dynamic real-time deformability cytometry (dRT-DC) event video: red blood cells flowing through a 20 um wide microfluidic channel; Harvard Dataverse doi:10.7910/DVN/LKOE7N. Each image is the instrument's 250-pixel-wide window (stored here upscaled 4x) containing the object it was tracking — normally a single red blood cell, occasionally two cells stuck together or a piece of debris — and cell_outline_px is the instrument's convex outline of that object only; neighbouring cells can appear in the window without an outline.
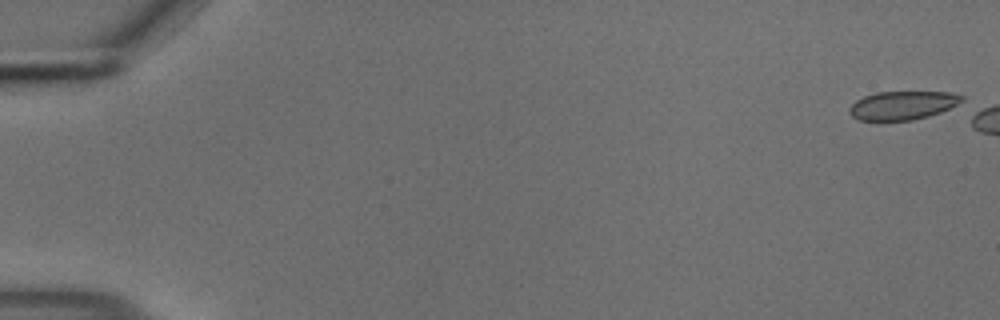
{"species": "common noctule bat (a hibernating species)", "species_latin": "Nyctalus noctula", "temperature_condition": "cold", "stored_images_in_passage": 48, "camera_frame_rate_fps": 3000, "um_per_image_px": 0.085, "animal": {"sex": "male", "body_mass_g": 18.8}, "frame": {"image": 1, "passage_image": 1, "time_ms": 0.0, "image_size_px": [1000, 320], "cell_outline_px": [[964, 104], [928, 116], [912, 120], [860, 120], [852, 116], [848, 112], [848, 108], [856, 100], [864, 96], [876, 92], [948, 92], [964, 96]], "centroid_in_image_um": [76.77, 8.95], "position_along_channel_um": 8.2, "area_um2": 18.9}}
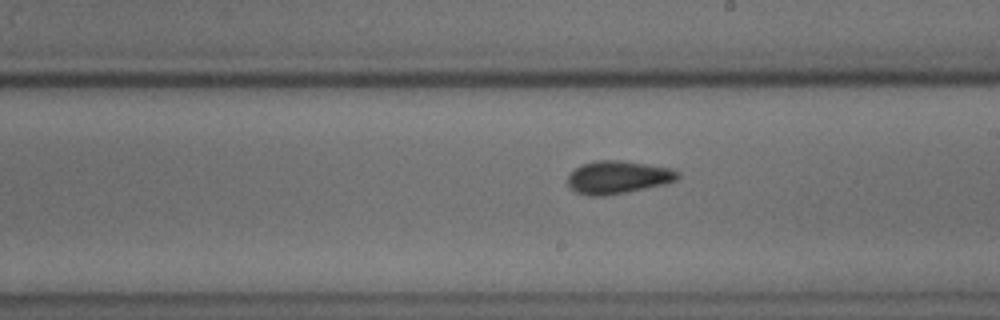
{"frame": {"image": 2, "passage_image": 32, "time_ms": 10.333, "image_size_px": [1000, 320], "cell_outline_px": [[680, 176], [676, 180], [664, 184], [628, 192], [604, 196], [588, 196], [576, 192], [568, 188], [568, 172], [580, 164], [596, 160], [620, 160], [672, 168], [680, 172]], "centroid_in_image_um": [52.48, 15.07], "position_along_channel_um": 236.5, "area_um2": 21.44}}
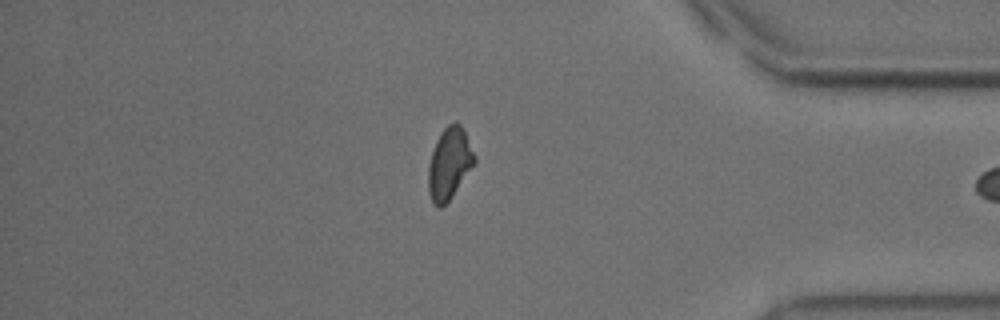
{"frame": {"image": 3, "passage_image": 47, "time_ms": 15.333, "image_size_px": [1000, 320], "cell_outline_px": [[476, 164], [452, 196], [440, 208], [432, 200], [428, 192], [428, 168], [432, 152], [436, 140], [440, 132], [448, 124], [456, 120], [460, 124], [476, 156]], "centroid_in_image_um": [38.21, 13.87], "position_along_channel_um": 397.0, "area_um2": 19.25}}